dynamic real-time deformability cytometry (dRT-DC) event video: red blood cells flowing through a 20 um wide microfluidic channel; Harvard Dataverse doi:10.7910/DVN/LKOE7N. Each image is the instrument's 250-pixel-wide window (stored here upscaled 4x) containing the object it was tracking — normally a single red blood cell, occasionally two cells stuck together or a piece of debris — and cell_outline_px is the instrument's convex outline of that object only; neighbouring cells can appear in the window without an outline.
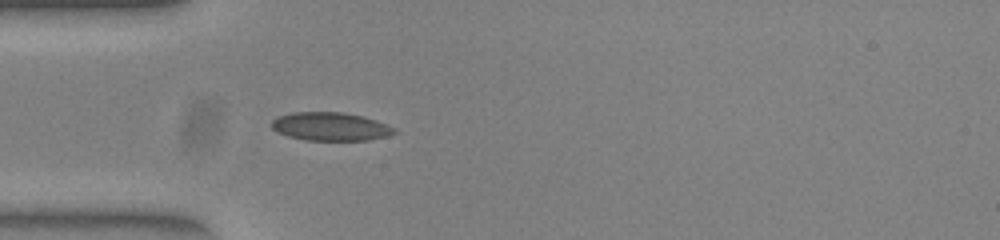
{"species": "common noctule bat (a hibernating species)", "species_latin": "Nyctalus noctula", "temperature_condition": "warm", "stored_images_in_passage": 38, "camera_frame_rate_fps": 3000, "um_per_image_px": 0.085, "animal": {"sex": "female", "body_mass_g": 23.0, "forearm_length_mm": 53.4}, "frame": {"image": 1, "passage_image": 1, "time_ms": 0.0, "image_size_px": [1000, 240], "cell_outline_px": [[396, 132], [388, 136], [368, 140], [308, 140], [288, 136], [272, 128], [272, 120], [280, 116], [292, 112], [344, 112], [364, 116], [376, 120], [396, 128]], "centroid_in_image_um": [28.14, 10.75], "position_along_channel_um": 56.9, "area_um2": 20.17}}
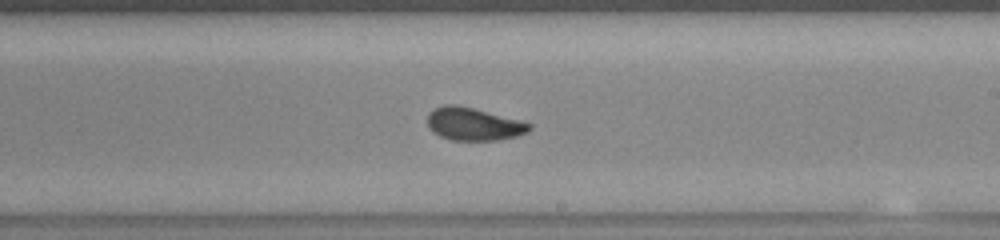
{"frame": {"image": 2, "passage_image": 16, "time_ms": 5.0, "image_size_px": [1000, 240], "cell_outline_px": [[532, 128], [528, 132], [516, 136], [496, 140], [452, 140], [440, 136], [432, 132], [428, 128], [428, 112], [444, 104], [452, 104], [472, 108], [532, 124]], "centroid_in_image_um": [40.21, 10.55], "position_along_channel_um": 248.8, "area_um2": 19.19}}
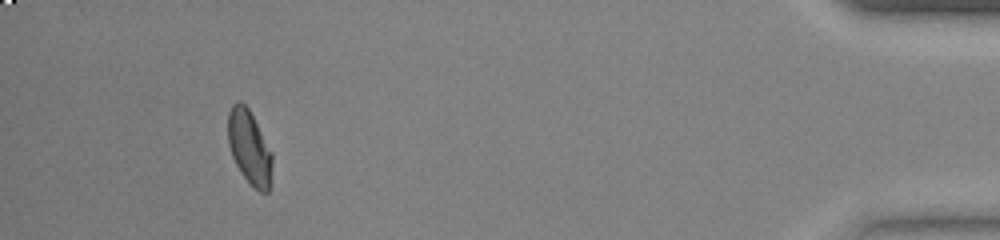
{"frame": {"image": 3, "passage_image": 34, "time_ms": 11.0, "image_size_px": [1000, 240], "cell_outline_px": [[272, 164], [268, 192], [260, 192], [240, 172], [232, 156], [228, 144], [228, 112], [232, 104], [236, 100], [240, 100], [248, 108], [272, 152]], "centroid_in_image_um": [21.18, 12.48], "position_along_channel_um": 414.0, "area_um2": 18.84}, "authors_computed_cell_mechanics": {"area_um2": 19.2763, "velocity_mm_per_s": 3.9064, "shape_relaxation_time_tau1_ms": 7.4703, "shape_relaxation_time_tau2_ms": 0.8828, "deformation_change_tau1": 0.1837, "deformation_change_tau2": 0.0364}}